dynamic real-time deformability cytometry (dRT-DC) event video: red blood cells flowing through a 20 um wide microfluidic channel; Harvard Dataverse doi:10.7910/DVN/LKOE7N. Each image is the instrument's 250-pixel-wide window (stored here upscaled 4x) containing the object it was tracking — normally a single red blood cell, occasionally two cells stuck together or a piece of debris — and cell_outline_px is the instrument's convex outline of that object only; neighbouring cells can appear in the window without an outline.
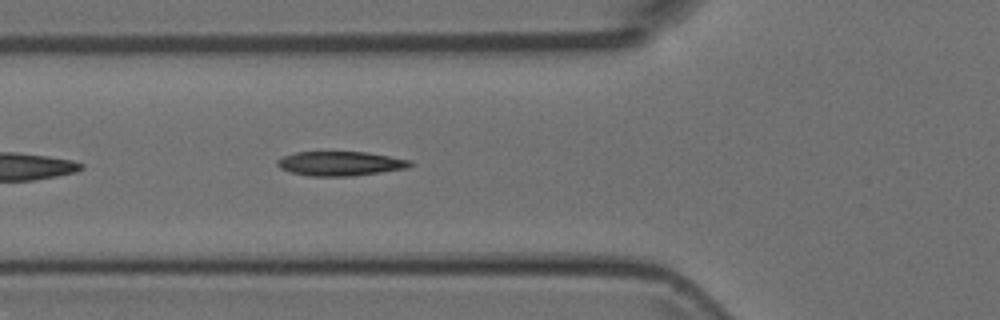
{"species": "Egyptian fruit bat (a non-hibernating species)", "species_latin": "Rousettus aegyptiacus", "temperature_condition": "room temperature", "stored_images_in_passage": 39, "camera_frame_rate_fps": 3000, "um_per_image_px": 0.085, "animal": {"sex": "female"}, "frame": {"image": 1, "passage_image": 5, "time_ms": 1.333, "image_size_px": [1000, 320], "cell_outline_px": [[416, 164], [408, 168], [352, 176], [312, 176], [292, 172], [280, 168], [276, 164], [276, 160], [284, 156], [296, 152], [368, 152], [412, 160]], "centroid_in_image_um": [28.98, 13.89], "position_along_channel_um": 96.8, "area_um2": 18.9}}
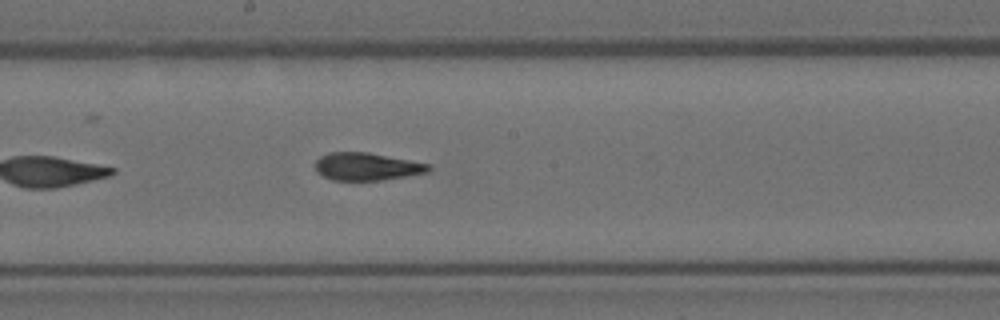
{"frame": {"image": 2, "passage_image": 14, "time_ms": 4.333, "image_size_px": [1000, 320], "cell_outline_px": [[432, 168], [428, 172], [380, 180], [332, 180], [316, 172], [316, 160], [320, 156], [328, 152], [368, 152], [432, 164]], "centroid_in_image_um": [31.18, 14.15], "position_along_channel_um": 217.0, "area_um2": 18.26}}
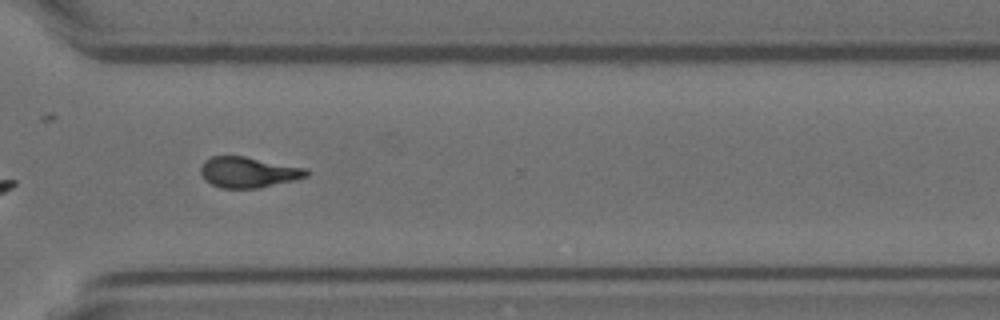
{"frame": {"image": 3, "passage_image": 24, "time_ms": 7.667, "image_size_px": [1000, 320], "cell_outline_px": [[308, 176], [260, 188], [220, 188], [204, 180], [200, 172], [200, 168], [204, 160], [212, 156], [244, 156], [308, 168]], "centroid_in_image_um": [21.08, 14.63], "position_along_channel_um": 349.5, "area_um2": 18.96}}